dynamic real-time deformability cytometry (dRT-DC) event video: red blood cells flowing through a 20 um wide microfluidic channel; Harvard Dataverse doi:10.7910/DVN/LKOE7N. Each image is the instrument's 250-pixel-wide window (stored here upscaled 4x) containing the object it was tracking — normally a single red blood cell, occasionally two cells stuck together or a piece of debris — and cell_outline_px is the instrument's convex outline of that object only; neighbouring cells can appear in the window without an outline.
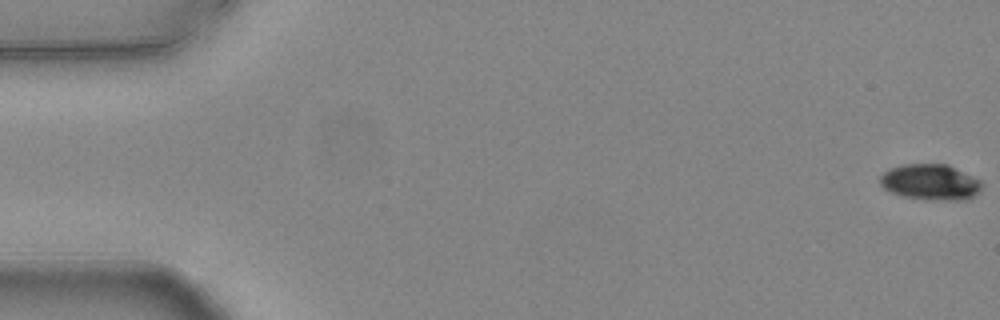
{"species": "common noctule bat (a hibernating species)", "species_latin": "Nyctalus noctula", "temperature_condition": "warm", "stored_images_in_passage": 55, "camera_frame_rate_fps": 3000, "um_per_image_px": 0.085, "animal": {"sex": "female", "body_mass_g": 24.6, "forearm_length_mm": 56.2}, "frame": {"image": 1, "passage_image": 1, "time_ms": 0.0, "image_size_px": [1000, 320], "cell_outline_px": [[984, 184], [972, 196], [964, 200], [932, 200], [904, 196], [892, 192], [884, 188], [880, 184], [880, 176], [888, 168], [900, 164], [948, 164], [980, 180]], "centroid_in_image_um": [79.06, 15.46], "position_along_channel_um": 5.9, "area_um2": 21.15}}
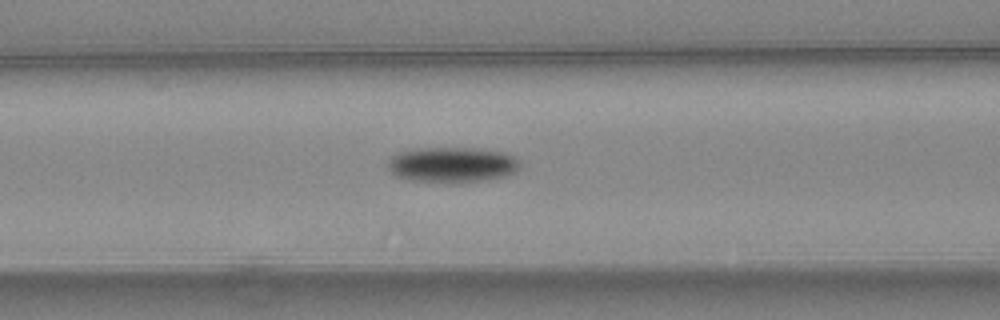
{"frame": {"image": 2, "passage_image": 23, "time_ms": 7.333, "image_size_px": [1000, 320], "cell_outline_px": [[520, 168], [516, 172], [504, 176], [480, 180], [412, 180], [396, 176], [388, 168], [388, 160], [396, 152], [416, 148], [480, 148], [508, 152], [520, 160]], "centroid_in_image_um": [38.47, 13.94], "position_along_channel_um": 128.1, "area_um2": 26.82}}
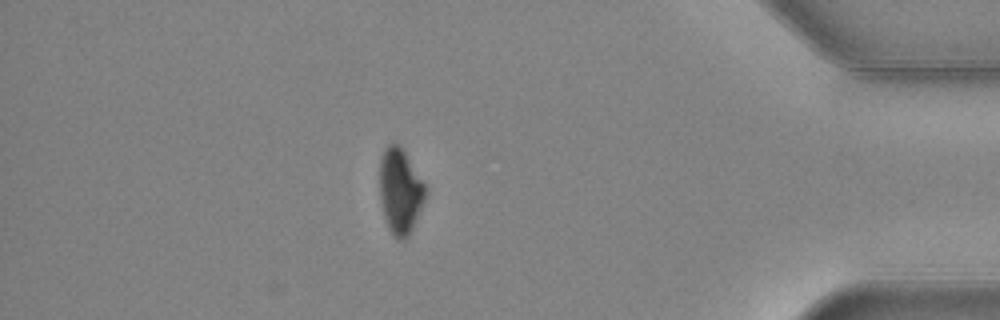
{"frame": {"image": 3, "passage_image": 48, "time_ms": 15.667, "image_size_px": [1000, 320], "cell_outline_px": [[424, 200], [412, 228], [408, 236], [404, 240], [396, 240], [392, 236], [388, 228], [384, 216], [380, 200], [380, 160], [384, 148], [388, 144], [400, 144], [424, 184]], "centroid_in_image_um": [33.97, 16.26], "position_along_channel_um": 401.2, "area_um2": 22.43}, "authors_computed_cell_mechanics": {"area_um2": 24.3338, "velocity_mm_per_s": 3.7897, "shape_relaxation_time_tau1_ms": 2.0338, "shape_relaxation_time_tau2_ms": null, "deformation_change_tau1": 0.1088, "deformation_change_tau2": null}}